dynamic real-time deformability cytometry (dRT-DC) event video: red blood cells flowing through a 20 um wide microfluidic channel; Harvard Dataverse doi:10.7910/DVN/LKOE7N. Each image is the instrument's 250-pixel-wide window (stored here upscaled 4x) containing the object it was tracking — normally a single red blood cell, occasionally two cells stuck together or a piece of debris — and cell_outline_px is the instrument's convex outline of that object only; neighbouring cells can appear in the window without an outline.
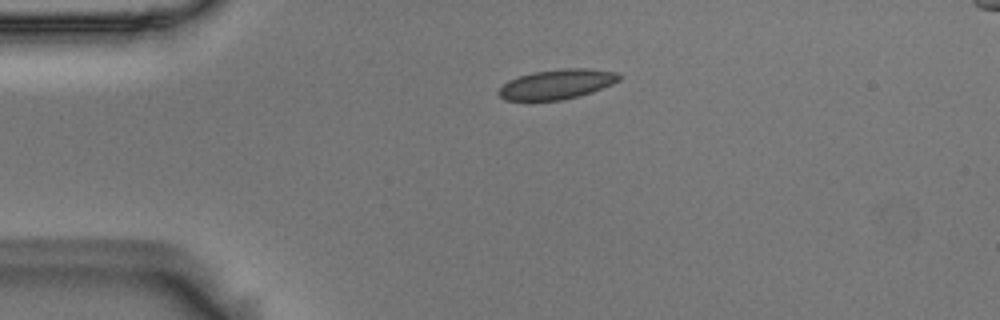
{"species": "Egyptian fruit bat (a non-hibernating species)", "species_latin": "Rousettus aegyptiacus", "temperature_condition": "room temperature", "stored_images_in_passage": 2, "camera_frame_rate_fps": 3000, "um_per_image_px": 0.085, "animal": {"sex": "male"}, "frame": {"image": 1, "passage_image": 1, "time_ms": 0.0, "image_size_px": [1000, 320], "cell_outline_px": [[620, 80], [612, 84], [592, 92], [580, 96], [564, 100], [504, 100], [496, 92], [508, 80], [532, 72], [560, 68], [588, 68], [616, 72], [620, 76]], "centroid_in_image_um": [47.34, 7.15], "position_along_channel_um": 37.7, "area_um2": 20.98}}